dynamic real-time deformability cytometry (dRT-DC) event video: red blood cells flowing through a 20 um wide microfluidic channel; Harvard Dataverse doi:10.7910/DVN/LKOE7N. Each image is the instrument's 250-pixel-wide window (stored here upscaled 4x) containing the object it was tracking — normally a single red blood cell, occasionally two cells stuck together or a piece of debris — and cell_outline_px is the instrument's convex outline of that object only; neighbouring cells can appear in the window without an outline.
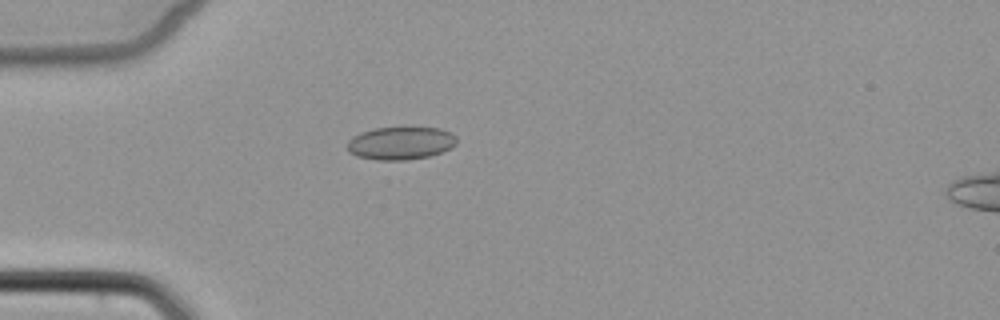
{"species": "common noctule bat (a hibernating species)", "species_latin": "Nyctalus noctula", "temperature_condition": "cold", "stored_images_in_passage": 6, "camera_frame_rate_fps": 3000, "um_per_image_px": 0.085, "animal": {"sex": "female", "body_mass_g": 22.7, "forearm_length_mm": 54.2}, "frame": {"image": 1, "passage_image": 5, "time_ms": 5.0, "image_size_px": [1000, 320], "cell_outline_px": [[456, 144], [452, 148], [428, 156], [408, 160], [376, 160], [356, 156], [348, 152], [348, 140], [352, 136], [360, 132], [376, 128], [440, 128], [456, 136]], "centroid_in_image_um": [34.02, 12.18], "position_along_channel_um": 51.0, "area_um2": 20.92}}